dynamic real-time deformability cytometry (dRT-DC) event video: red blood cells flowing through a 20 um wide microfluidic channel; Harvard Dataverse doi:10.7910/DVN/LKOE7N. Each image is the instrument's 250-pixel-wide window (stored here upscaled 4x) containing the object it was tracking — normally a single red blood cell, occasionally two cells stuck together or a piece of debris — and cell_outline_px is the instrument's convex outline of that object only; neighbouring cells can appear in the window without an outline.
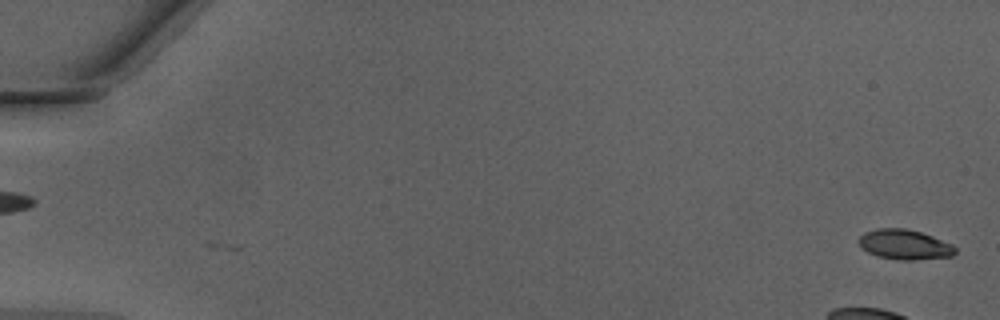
{"species": "Egyptian fruit bat (a non-hibernating species)", "species_latin": "Rousettus aegyptiacus", "temperature_condition": "warm", "stored_images_in_passage": 43, "camera_frame_rate_fps": 3000, "um_per_image_px": 0.085, "animal": {"sex": "male"}, "frame": {"image": 1, "passage_image": 1, "time_ms": 0.0, "image_size_px": [1000, 320], "cell_outline_px": [[956, 252], [952, 256], [912, 260], [900, 260], [876, 256], [860, 248], [856, 240], [864, 232], [876, 228], [904, 228], [920, 232], [932, 236], [952, 244], [956, 248]], "centroid_in_image_um": [76.84, 20.78], "position_along_channel_um": 8.2, "area_um2": 16.99}}